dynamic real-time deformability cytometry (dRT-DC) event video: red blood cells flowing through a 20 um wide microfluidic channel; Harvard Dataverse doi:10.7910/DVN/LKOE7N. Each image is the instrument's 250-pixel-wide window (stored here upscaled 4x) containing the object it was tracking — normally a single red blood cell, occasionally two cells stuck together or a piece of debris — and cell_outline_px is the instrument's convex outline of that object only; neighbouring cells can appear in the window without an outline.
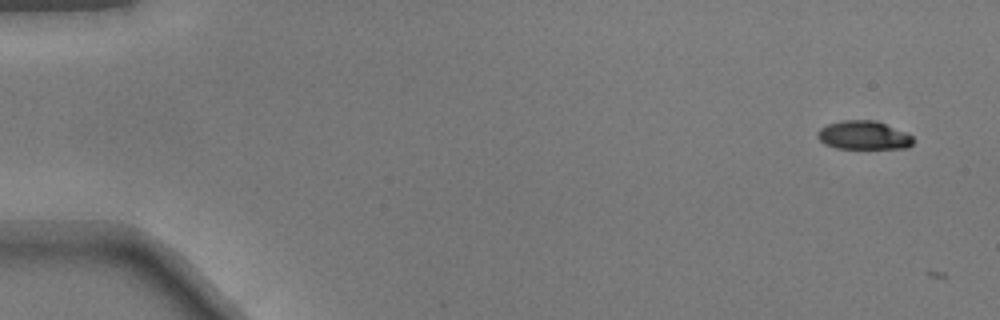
{"species": "common noctule bat (a hibernating species)", "species_latin": "Nyctalus noctula", "temperature_condition": "warm", "stored_images_in_passage": 3, "camera_frame_rate_fps": 3000, "um_per_image_px": 0.085, "animal": {"sex": "male", "body_mass_g": 17.9}, "frame": {"image": 1, "passage_image": 1, "time_ms": 0.0, "image_size_px": [1000, 320], "cell_outline_px": [[912, 144], [908, 148], [836, 148], [824, 144], [816, 136], [816, 132], [820, 128], [828, 124], [844, 120], [876, 120], [904, 132], [912, 136]], "centroid_in_image_um": [73.36, 11.5], "position_along_channel_um": 11.6, "area_um2": 15.84}}